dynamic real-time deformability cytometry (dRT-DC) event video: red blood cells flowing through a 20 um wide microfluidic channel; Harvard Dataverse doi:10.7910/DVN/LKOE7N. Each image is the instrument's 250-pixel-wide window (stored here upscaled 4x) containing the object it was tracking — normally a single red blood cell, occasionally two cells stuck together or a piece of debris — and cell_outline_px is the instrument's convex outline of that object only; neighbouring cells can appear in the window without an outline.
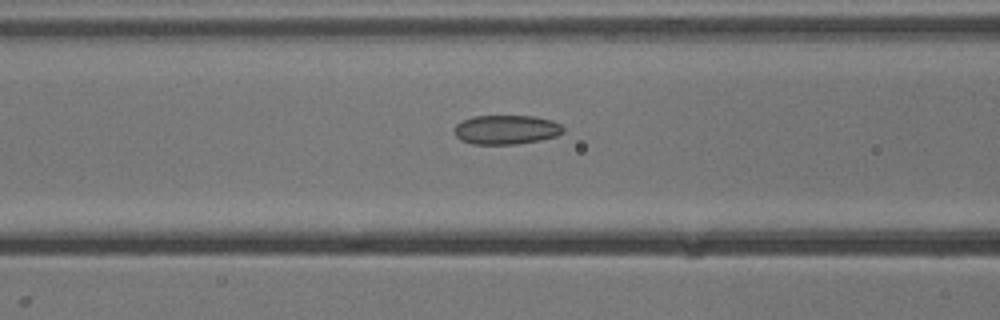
{"species": "common noctule bat (a hibernating species)", "species_latin": "Nyctalus noctula", "temperature_condition": "cold", "stored_images_in_passage": 7, "camera_frame_rate_fps": 3000, "um_per_image_px": 0.085, "animal": {"sex": "male", "body_mass_g": 13.3}, "frame": {"image": 1, "passage_image": 5, "time_ms": 1.333, "image_size_px": [1000, 320], "cell_outline_px": [[564, 132], [556, 136], [540, 140], [516, 144], [472, 144], [460, 140], [456, 136], [456, 124], [472, 116], [536, 116], [552, 120], [560, 124], [564, 128]], "centroid_in_image_um": [43.06, 11.02], "position_along_channel_um": 123.5, "area_um2": 18.55}}